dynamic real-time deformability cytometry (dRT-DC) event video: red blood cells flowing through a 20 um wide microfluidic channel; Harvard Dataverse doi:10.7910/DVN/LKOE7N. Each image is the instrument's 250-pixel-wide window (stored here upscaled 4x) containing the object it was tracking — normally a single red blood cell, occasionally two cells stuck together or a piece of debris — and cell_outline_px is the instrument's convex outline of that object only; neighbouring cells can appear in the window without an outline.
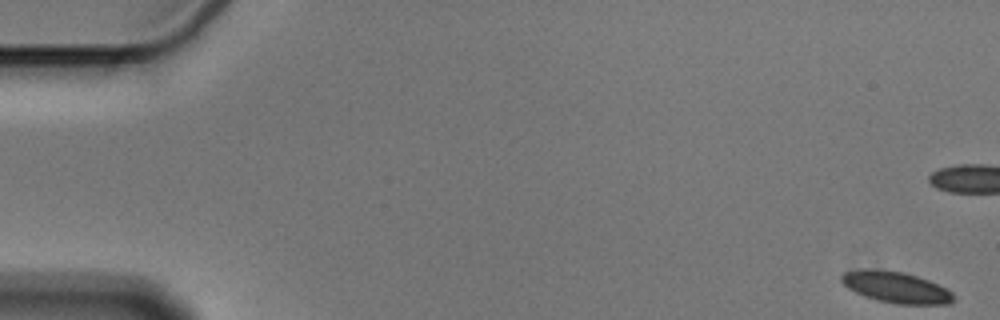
{"species": "Egyptian fruit bat (a non-hibernating species)", "species_latin": "Rousettus aegyptiacus", "temperature_condition": "cold", "stored_images_in_passage": 57, "camera_frame_rate_fps": 3000, "um_per_image_px": 0.085, "animal": {"sex": "male"}, "frame": {"image": 1, "passage_image": 1, "time_ms": 0.0, "image_size_px": [1000, 320], "cell_outline_px": [[952, 300], [948, 304], [896, 304], [876, 300], [864, 296], [848, 288], [840, 280], [840, 276], [844, 272], [860, 268], [868, 268], [904, 272], [928, 280], [948, 288], [952, 292]], "centroid_in_image_um": [76.12, 24.4], "position_along_channel_um": 8.9, "area_um2": 20.46}}
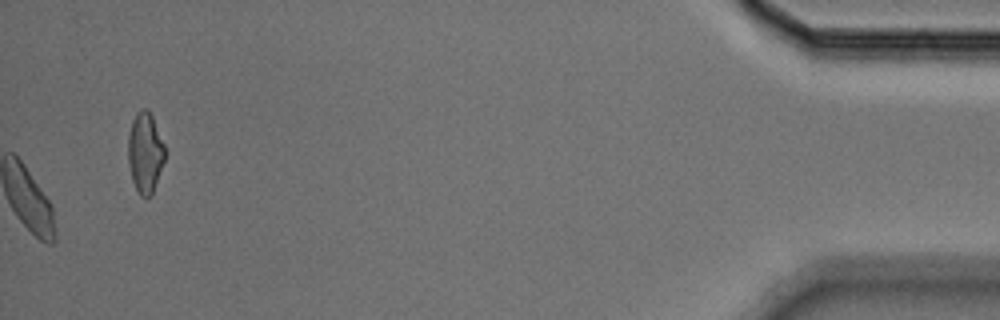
{"frame": {"image": 2, "passage_image": 57, "time_ms": 18.667, "image_size_px": [1000, 320], "cell_outline_px": [[164, 160], [152, 196], [140, 196], [132, 180], [128, 164], [128, 136], [132, 120], [136, 112], [140, 108], [148, 108], [152, 116], [164, 144]], "centroid_in_image_um": [12.32, 12.95], "position_along_channel_um": 422.9, "area_um2": 17.28}, "authors_computed_cell_mechanics": {"area_um2": 20.7502, "velocity_mm_per_s": 3.5619, "shape_relaxation_time_tau1_ms": 3.626, "shape_relaxation_time_tau2_ms": 3.4668, "deformation_change_tau1": 0.0763, "deformation_change_tau2": 0.0695}}